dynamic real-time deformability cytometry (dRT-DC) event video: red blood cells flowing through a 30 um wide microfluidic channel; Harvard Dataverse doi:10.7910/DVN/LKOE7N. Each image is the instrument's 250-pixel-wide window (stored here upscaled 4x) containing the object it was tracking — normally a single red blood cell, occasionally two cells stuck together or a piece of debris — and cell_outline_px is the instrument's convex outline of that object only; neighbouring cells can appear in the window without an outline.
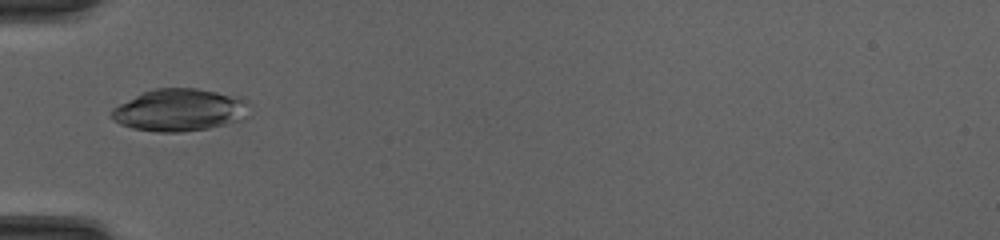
{"species": "common noctule bat (a hibernating species)", "species_latin": "Nyctalus noctula", "temperature_condition": "cold", "stored_images_in_passage": 14, "camera_frame_rate_fps": 3000, "um_per_image_px": 0.085, "animal": {"sex": "female", "body_mass_g": 20.0, "forearm_length_mm": 54.0}, "frame": {"image": 1, "passage_image": 1, "time_ms": 0.0, "image_size_px": [1000, 240], "cell_outline_px": [[252, 116], [244, 120], [208, 128], [184, 132], [156, 132], [132, 128], [120, 124], [112, 120], [112, 108], [144, 92], [156, 88], [196, 88], [240, 96], [248, 100]], "centroid_in_image_um": [15.37, 9.36], "position_along_channel_um": 69.6, "area_um2": 34.45}}